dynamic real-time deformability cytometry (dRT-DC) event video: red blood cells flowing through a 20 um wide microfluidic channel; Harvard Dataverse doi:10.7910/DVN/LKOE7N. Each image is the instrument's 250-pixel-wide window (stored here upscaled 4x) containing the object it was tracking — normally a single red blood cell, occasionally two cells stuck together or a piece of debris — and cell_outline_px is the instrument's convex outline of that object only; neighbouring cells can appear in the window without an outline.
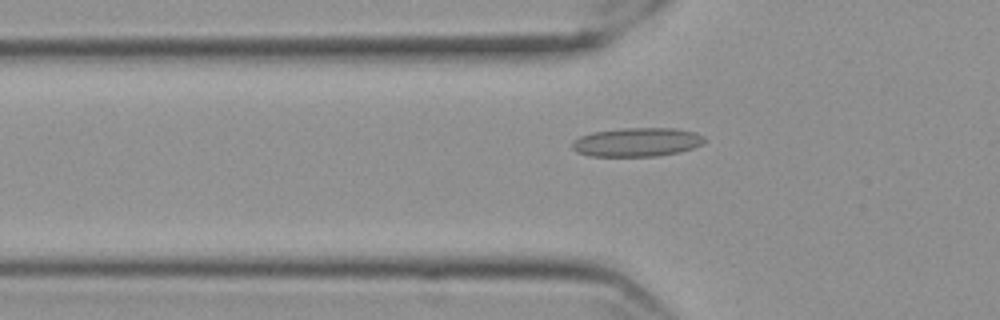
{"species": "Egyptian fruit bat (a non-hibernating species)", "species_latin": "Rousettus aegyptiacus", "temperature_condition": "cold", "stored_images_in_passage": 58, "camera_frame_rate_fps": 3000, "um_per_image_px": 0.085, "frame": {"image": 1, "passage_image": 20, "time_ms": 6.333, "image_size_px": [1000, 320], "cell_outline_px": [[708, 140], [692, 148], [680, 152], [656, 156], [588, 156], [576, 152], [572, 148], [572, 140], [580, 136], [592, 132], [620, 128], [676, 128], [696, 132], [704, 136]], "centroid_in_image_um": [54.13, 12.07], "position_along_channel_um": 71.7, "area_um2": 22.48}}
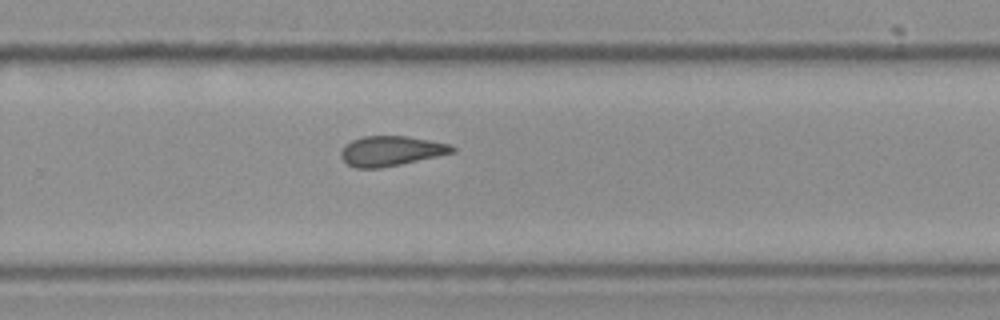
{"frame": {"image": 2, "passage_image": 39, "time_ms": 12.667, "image_size_px": [1000, 320], "cell_outline_px": [[456, 152], [400, 164], [380, 168], [356, 168], [348, 164], [340, 156], [340, 152], [344, 144], [352, 140], [364, 136], [408, 136], [452, 144], [456, 148]], "centroid_in_image_um": [33.25, 12.82], "position_along_channel_um": 296.6, "area_um2": 19.48}}
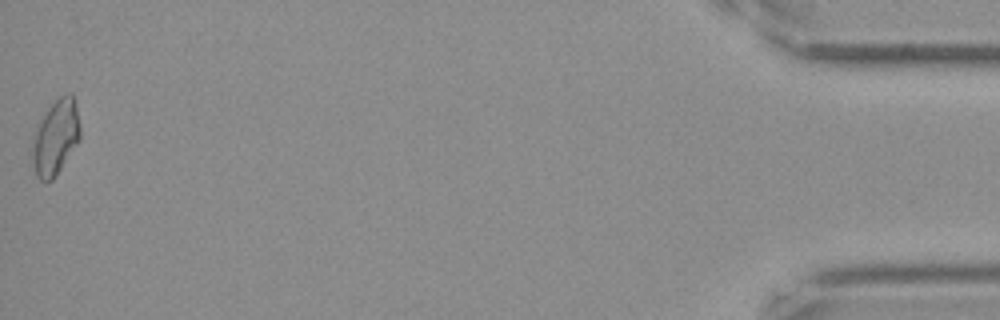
{"frame": {"image": 3, "passage_image": 58, "time_ms": 19.0, "image_size_px": [1000, 320], "cell_outline_px": [[80, 140], [52, 180], [40, 180], [36, 176], [32, 152], [32, 140], [40, 120], [48, 108], [60, 96], [68, 92], [72, 92], [80, 124]], "centroid_in_image_um": [4.74, 11.65], "position_along_channel_um": 430.5, "area_um2": 20.58}, "authors_computed_cell_mechanics": {"area_um2": 20.2589, "velocity_mm_per_s": 3.5431, "shape_relaxation_time_tau1_ms": null, "shape_relaxation_time_tau2_ms": 5.2869, "deformation_change_tau1": null, "deformation_change_tau2": 0.1025}}